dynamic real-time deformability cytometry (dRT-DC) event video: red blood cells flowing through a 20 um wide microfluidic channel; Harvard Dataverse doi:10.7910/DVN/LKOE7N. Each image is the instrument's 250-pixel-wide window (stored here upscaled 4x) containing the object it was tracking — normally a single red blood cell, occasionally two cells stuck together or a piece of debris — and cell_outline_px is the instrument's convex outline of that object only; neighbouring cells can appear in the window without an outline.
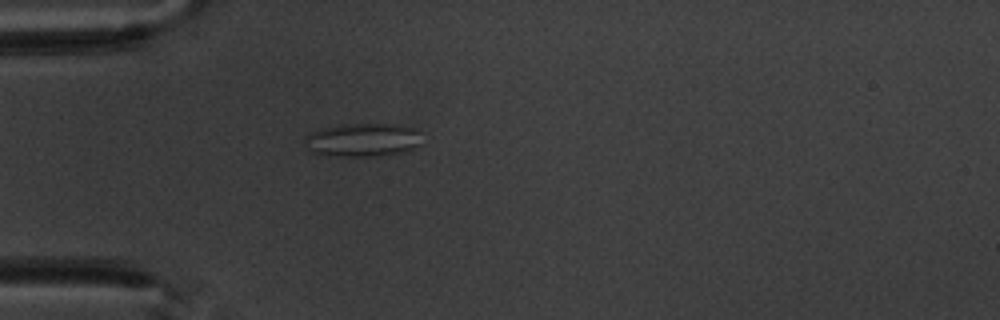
{"species": "common noctule bat (a hibernating species)", "species_latin": "Nyctalus noctula", "temperature_condition": "warm", "stored_images_in_passage": 2, "camera_frame_rate_fps": 3000, "um_per_image_px": 0.085, "animal": {"sex": "male", "body_mass_g": 20.1, "forearm_length_mm": 53.5}, "frame": {"image": 1, "passage_image": 2, "time_ms": 1.333, "image_size_px": [1000, 320], "cell_outline_px": [[420, 144], [404, 152], [384, 156], [324, 156], [308, 152], [304, 148], [304, 136], [308, 132], [340, 124], [396, 124], [416, 128]], "centroid_in_image_um": [30.72, 11.91], "position_along_channel_um": 54.3, "area_um2": 23.35}}